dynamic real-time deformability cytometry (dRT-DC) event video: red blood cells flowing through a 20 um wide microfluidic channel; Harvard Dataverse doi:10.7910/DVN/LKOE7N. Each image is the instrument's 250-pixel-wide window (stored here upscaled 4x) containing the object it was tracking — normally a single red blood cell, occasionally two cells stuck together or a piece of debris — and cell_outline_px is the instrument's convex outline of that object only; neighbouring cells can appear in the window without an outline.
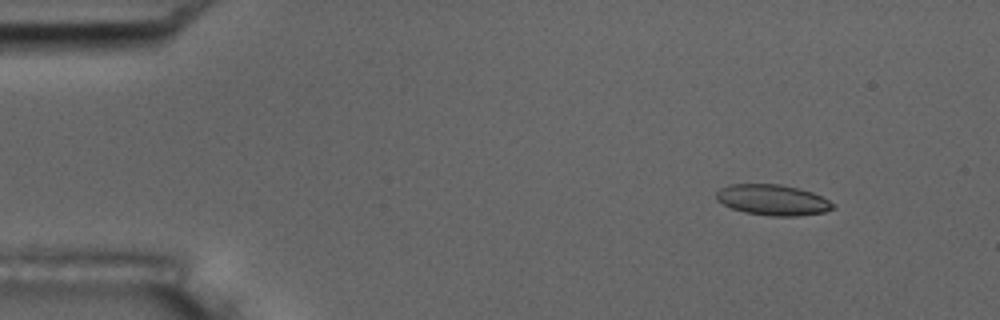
{"species": "common noctule bat (a hibernating species)", "species_latin": "Nyctalus noctula", "temperature_condition": "room temperature", "stored_images_in_passage": 56, "camera_frame_rate_fps": 3000, "um_per_image_px": 0.085, "animal": {"sex": "male", "body_mass_g": 17.5, "forearm_length_mm": 52.3}, "frame": {"image": 1, "passage_image": 7, "time_ms": 2.0, "image_size_px": [1000, 320], "cell_outline_px": [[836, 208], [824, 212], [796, 216], [772, 216], [744, 212], [732, 208], [716, 200], [716, 192], [720, 188], [732, 184], [780, 184], [800, 188], [812, 192], [836, 204]], "centroid_in_image_um": [65.7, 16.99], "position_along_channel_um": 19.3, "area_um2": 20.92}}
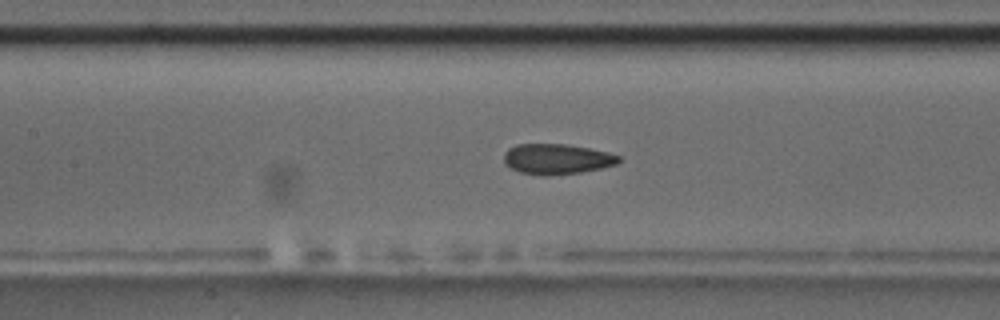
{"frame": {"image": 2, "passage_image": 26, "time_ms": 8.333, "image_size_px": [1000, 320], "cell_outline_px": [[620, 160], [616, 164], [600, 168], [580, 172], [544, 176], [540, 176], [520, 172], [504, 164], [504, 152], [508, 148], [516, 144], [568, 144], [608, 152], [620, 156]], "centroid_in_image_um": [47.29, 13.51], "position_along_channel_um": 160.1, "area_um2": 20.35}}
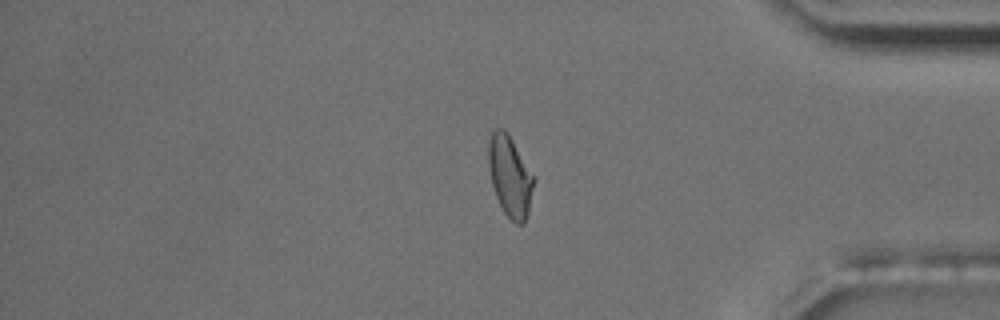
{"frame": {"image": 3, "passage_image": 47, "time_ms": 15.333, "image_size_px": [1000, 320], "cell_outline_px": [[536, 180], [528, 212], [524, 224], [516, 224], [504, 212], [496, 196], [492, 184], [488, 168], [488, 144], [492, 128], [504, 128], [508, 132], [536, 176]], "centroid_in_image_um": [43.37, 14.92], "position_along_channel_um": 391.8, "area_um2": 21.91}, "authors_computed_cell_mechanics": {"area_um2": 20.6924, "velocity_mm_per_s": 3.6456, "shape_relaxation_time_tau1_ms": 7.2688, "shape_relaxation_time_tau2_ms": 1.6516, "deformation_change_tau1": 0.1578, "deformation_change_tau2": 0.0803}}